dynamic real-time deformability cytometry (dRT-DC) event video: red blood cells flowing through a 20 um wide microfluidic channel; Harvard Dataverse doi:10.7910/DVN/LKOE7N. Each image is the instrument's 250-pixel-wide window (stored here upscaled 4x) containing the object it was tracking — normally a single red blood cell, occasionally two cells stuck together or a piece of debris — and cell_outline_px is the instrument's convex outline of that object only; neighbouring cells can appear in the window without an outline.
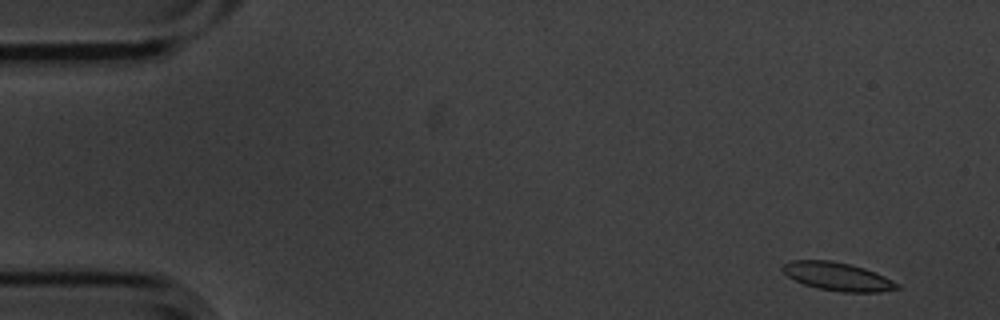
{"species": "common noctule bat (a hibernating species)", "species_latin": "Nyctalus noctula", "temperature_condition": "cold", "stored_images_in_passage": 5, "camera_frame_rate_fps": 3000, "um_per_image_px": 0.085, "animal": {"sex": "male", "body_mass_g": 20.1, "forearm_length_mm": 53.5}, "frame": {"image": 1, "passage_image": 1, "time_ms": 0.0, "image_size_px": [1000, 320], "cell_outline_px": [[900, 288], [880, 292], [840, 292], [816, 288], [804, 284], [788, 276], [780, 268], [784, 264], [792, 260], [832, 260], [864, 268], [876, 272], [900, 284]], "centroid_in_image_um": [71.21, 23.51], "position_along_channel_um": 13.8, "area_um2": 18.84}}